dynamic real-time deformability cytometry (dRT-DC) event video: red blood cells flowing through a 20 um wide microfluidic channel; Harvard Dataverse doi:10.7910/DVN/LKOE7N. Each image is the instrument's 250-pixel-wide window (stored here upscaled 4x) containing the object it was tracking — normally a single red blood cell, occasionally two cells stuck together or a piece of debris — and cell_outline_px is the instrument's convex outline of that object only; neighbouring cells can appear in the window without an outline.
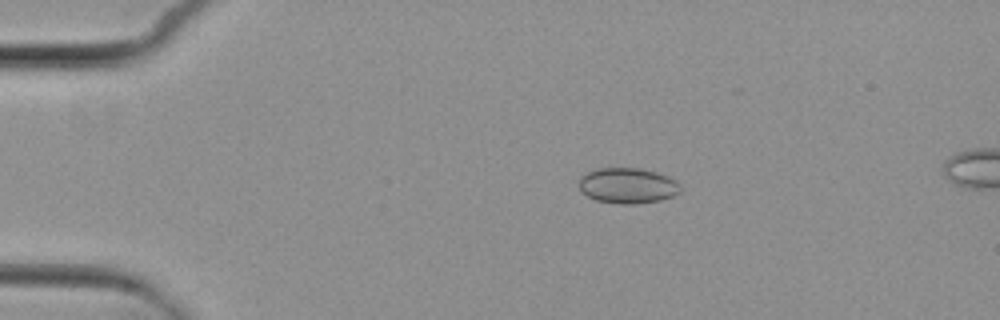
{"species": "common noctule bat (a hibernating species)", "species_latin": "Nyctalus noctula", "temperature_condition": "cold", "stored_images_in_passage": 7, "camera_frame_rate_fps": 3000, "um_per_image_px": 0.085, "animal": {"sex": "female", "body_mass_g": 29.2, "forearm_length_mm": 56.3}, "frame": {"image": 1, "passage_image": 3, "time_ms": 2.333, "image_size_px": [1000, 320], "cell_outline_px": [[680, 192], [672, 196], [660, 200], [636, 204], [620, 204], [596, 200], [580, 192], [580, 176], [596, 168], [640, 168], [656, 172], [668, 176], [676, 180], [680, 184]], "centroid_in_image_um": [53.35, 15.77], "position_along_channel_um": 31.6, "area_um2": 21.1}}
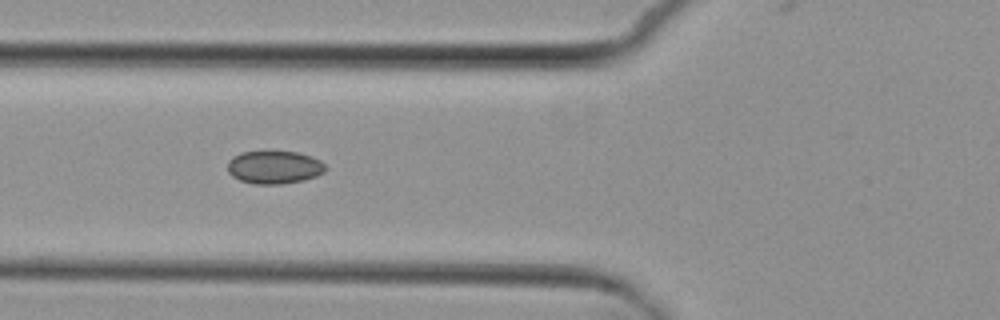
{"frame": {"image": 2, "passage_image": 6, "time_ms": 5.667, "image_size_px": [1000, 320], "cell_outline_px": [[328, 168], [324, 172], [316, 176], [304, 180], [280, 184], [252, 184], [240, 180], [232, 176], [228, 172], [228, 160], [232, 156], [240, 152], [296, 152], [312, 156], [320, 160]], "centroid_in_image_um": [23.31, 14.22], "position_along_channel_um": 102.5, "area_um2": 18.9}}
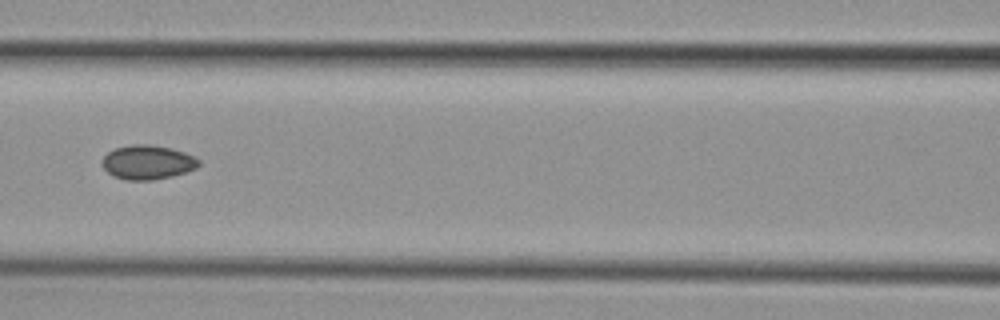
{"frame": {"image": 3, "passage_image": 7, "time_ms": 7.0, "image_size_px": [1000, 320], "cell_outline_px": [[200, 164], [196, 168], [172, 176], [152, 180], [128, 180], [112, 176], [100, 164], [104, 156], [108, 152], [116, 148], [132, 144], [148, 144], [172, 148], [184, 152], [200, 160]], "centroid_in_image_um": [12.52, 13.79], "position_along_channel_um": 154.1, "area_um2": 19.25}}